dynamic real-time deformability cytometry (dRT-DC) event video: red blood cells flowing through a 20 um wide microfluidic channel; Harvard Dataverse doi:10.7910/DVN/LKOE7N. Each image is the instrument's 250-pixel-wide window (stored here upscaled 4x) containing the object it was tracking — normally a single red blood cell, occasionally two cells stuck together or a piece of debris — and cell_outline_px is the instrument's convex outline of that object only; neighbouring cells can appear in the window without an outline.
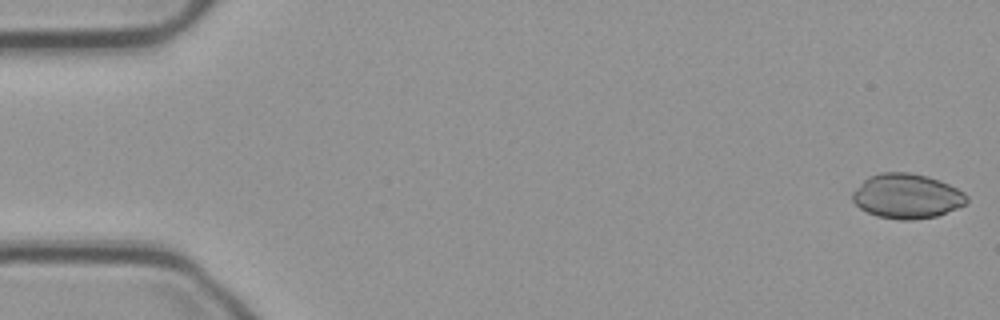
{"species": "common noctule bat (a hibernating species)", "species_latin": "Nyctalus noctula", "temperature_condition": "cold", "stored_images_in_passage": 55, "camera_frame_rate_fps": 3000, "um_per_image_px": 0.085, "animal": {"sex": "male", "body_mass_g": 23.1, "forearm_length_mm": 52.7}, "frame": {"image": 1, "passage_image": 1, "time_ms": 0.0, "image_size_px": [1000, 320], "cell_outline_px": [[968, 200], [964, 204], [956, 208], [936, 216], [912, 220], [900, 220], [876, 216], [860, 208], [852, 200], [852, 192], [868, 176], [880, 172], [908, 172], [940, 180], [964, 192], [968, 196]], "centroid_in_image_um": [77.06, 16.67], "position_along_channel_um": 7.9, "area_um2": 29.65}}